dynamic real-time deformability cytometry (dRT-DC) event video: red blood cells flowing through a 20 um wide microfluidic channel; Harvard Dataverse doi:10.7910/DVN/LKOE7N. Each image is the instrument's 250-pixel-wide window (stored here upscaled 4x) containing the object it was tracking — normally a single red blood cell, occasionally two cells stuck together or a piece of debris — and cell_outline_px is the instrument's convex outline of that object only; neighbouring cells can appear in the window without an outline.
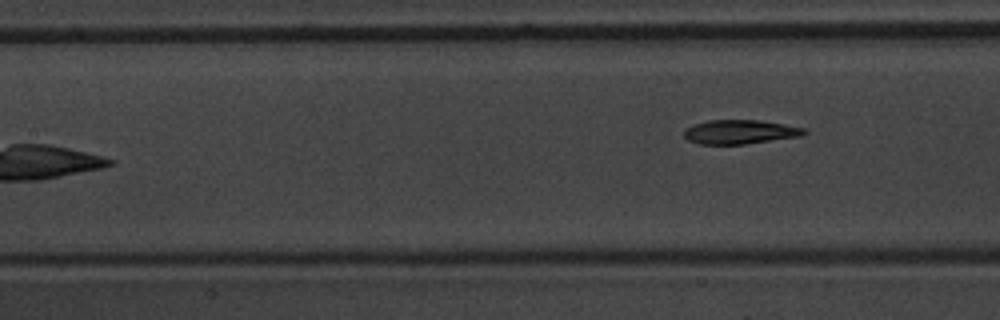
{"species": "common noctule bat (a hibernating species)", "species_latin": "Nyctalus noctula", "temperature_condition": "warm", "stored_images_in_passage": 8, "segment_of_instrument_passage": [2, 2], "camera_frame_rate_fps": 3000, "um_per_image_px": 0.085, "animal": {"sex": "male", "body_mass_g": 20.1, "forearm_length_mm": 53.5}, "frame": {"image": 1, "passage_image": 6, "time_ms": 6.667, "image_size_px": [1000, 320], "cell_outline_px": [[808, 132], [800, 136], [744, 144], [700, 144], [688, 140], [684, 136], [684, 128], [708, 120], [760, 120], [784, 124], [804, 128]], "centroid_in_image_um": [62.88, 11.21], "position_along_channel_um": 144.5, "area_um2": 16.76}}
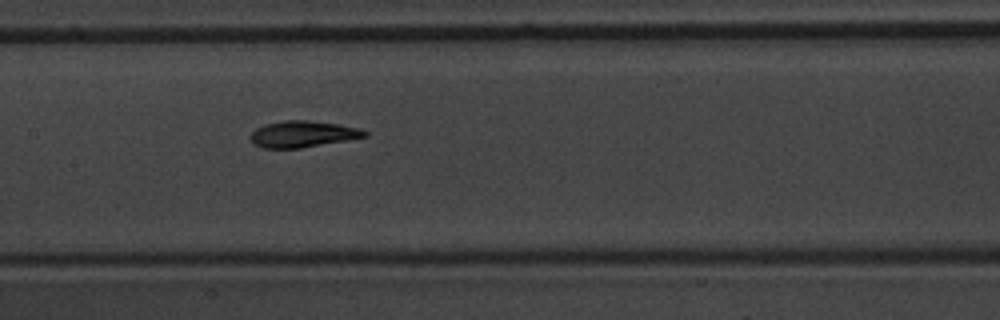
{"frame": {"image": 2, "passage_image": 7, "time_ms": 7.667, "image_size_px": [1000, 320], "cell_outline_px": [[368, 136], [300, 148], [264, 148], [252, 144], [252, 132], [256, 128], [264, 124], [284, 120], [308, 120], [340, 124], [360, 128], [368, 132]], "centroid_in_image_um": [25.74, 11.38], "position_along_channel_um": 181.7, "area_um2": 17.51}}